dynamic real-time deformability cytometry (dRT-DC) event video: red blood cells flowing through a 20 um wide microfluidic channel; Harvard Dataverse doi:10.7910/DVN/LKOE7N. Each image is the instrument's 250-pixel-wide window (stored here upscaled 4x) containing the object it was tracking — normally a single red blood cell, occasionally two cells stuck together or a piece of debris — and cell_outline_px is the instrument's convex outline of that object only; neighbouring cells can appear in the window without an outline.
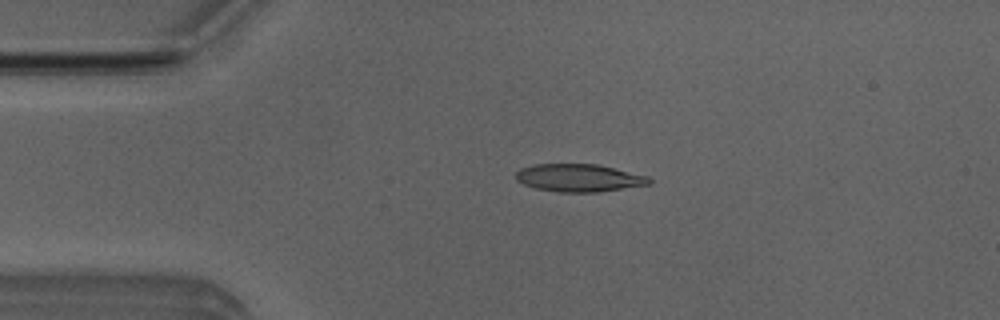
{"species": "Egyptian fruit bat (a non-hibernating species)", "species_latin": "Rousettus aegyptiacus", "temperature_condition": "room temperature", "stored_images_in_passage": 49, "camera_frame_rate_fps": 3000, "um_per_image_px": 0.085, "animal": {"sex": "male"}, "frame": {"image": 1, "passage_image": 9, "time_ms": 2.667, "image_size_px": [1000, 320], "cell_outline_px": [[652, 184], [596, 192], [556, 192], [536, 188], [524, 184], [516, 180], [516, 172], [520, 168], [536, 164], [596, 164], [648, 176], [652, 180]], "centroid_in_image_um": [49.21, 15.12], "position_along_channel_um": 35.8, "area_um2": 21.44}}
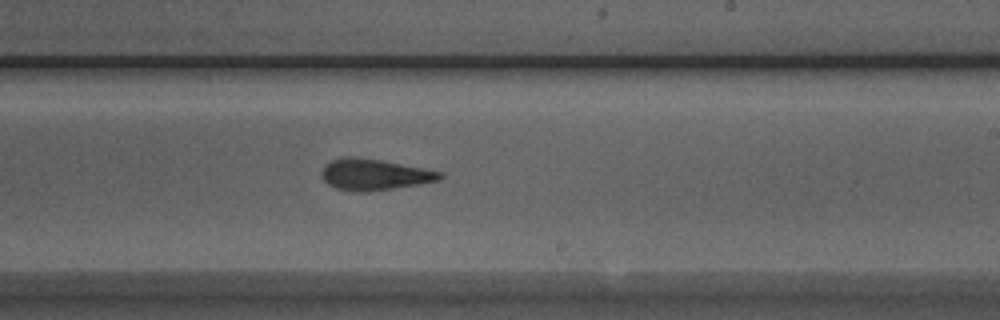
{"frame": {"image": 2, "passage_image": 28, "time_ms": 9.0, "image_size_px": [1000, 320], "cell_outline_px": [[444, 176], [440, 180], [420, 184], [368, 192], [356, 192], [336, 188], [328, 184], [324, 180], [320, 172], [324, 164], [340, 156], [352, 156], [380, 160], [444, 172]], "centroid_in_image_um": [31.8, 14.83], "position_along_channel_um": 257.2, "area_um2": 21.68}}
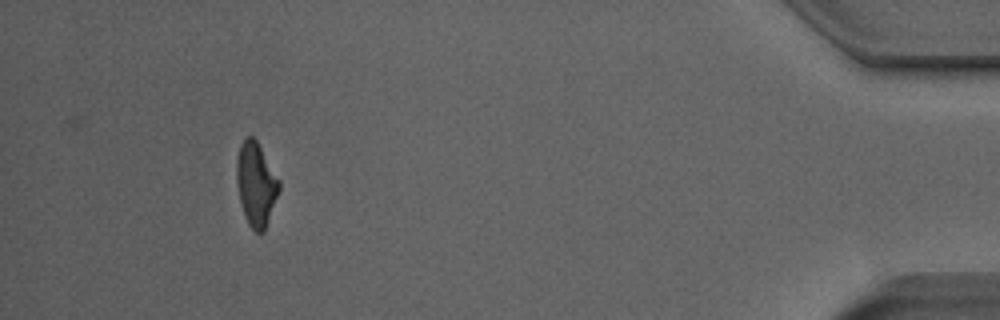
{"frame": {"image": 3, "passage_image": 45, "time_ms": 14.667, "image_size_px": [1000, 320], "cell_outline_px": [[280, 188], [264, 232], [256, 232], [248, 224], [244, 216], [240, 200], [236, 180], [236, 160], [240, 144], [248, 136], [252, 136], [256, 140], [280, 180]], "centroid_in_image_um": [21.75, 15.65], "position_along_channel_um": 413.4, "area_um2": 20.58}, "authors_computed_cell_mechanics": {"area_um2": 21.3282, "velocity_mm_per_s": 4.0062, "shape_relaxation_time_tau1_ms": 3.73, "shape_relaxation_time_tau2_ms": 2.0553, "deformation_change_tau1": 0.1756, "deformation_change_tau2": 0.1167}}